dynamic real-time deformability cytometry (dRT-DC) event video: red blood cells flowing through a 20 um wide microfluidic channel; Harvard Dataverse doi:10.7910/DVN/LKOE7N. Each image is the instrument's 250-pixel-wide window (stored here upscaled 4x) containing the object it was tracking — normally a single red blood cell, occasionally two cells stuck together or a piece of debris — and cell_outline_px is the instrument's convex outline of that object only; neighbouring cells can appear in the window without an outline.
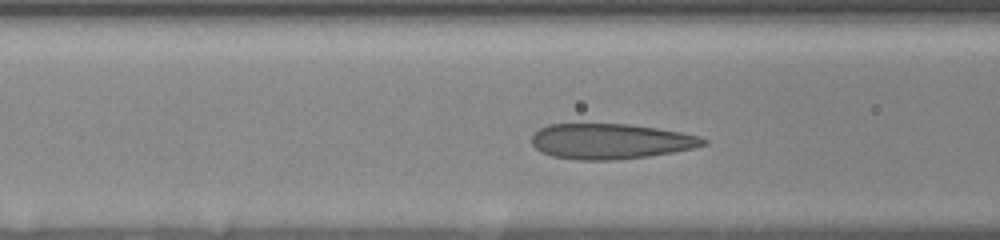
{"species": "human", "species_latin": "Homo sapiens", "temperature_condition": "room temperature", "stored_images_in_passage": 15, "camera_frame_rate_fps": 3000, "um_per_image_px": 0.085, "donor": {"sex": "female"}, "frame": {"image": 1, "passage_image": 14, "time_ms": 4.0, "image_size_px": [1000, 240], "cell_outline_px": [[708, 144], [692, 148], [672, 152], [648, 156], [616, 160], [576, 160], [552, 156], [540, 152], [532, 144], [532, 136], [540, 128], [548, 124], [632, 124], [680, 132], [700, 136], [708, 140]], "centroid_in_image_um": [51.89, 12.01], "position_along_channel_um": 114.7, "area_um2": 35.43}}